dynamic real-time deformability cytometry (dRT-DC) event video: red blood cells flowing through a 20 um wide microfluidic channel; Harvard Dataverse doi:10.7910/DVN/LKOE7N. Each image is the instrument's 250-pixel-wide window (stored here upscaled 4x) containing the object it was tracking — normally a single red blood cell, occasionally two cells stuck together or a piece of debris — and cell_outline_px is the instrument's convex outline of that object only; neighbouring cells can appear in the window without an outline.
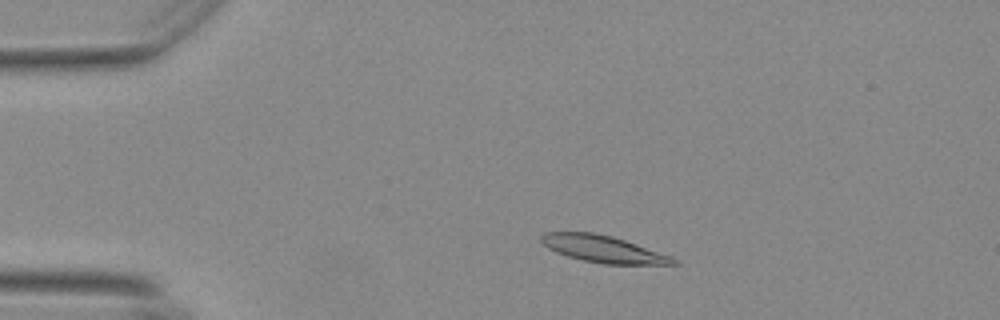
{"species": "Egyptian fruit bat (a non-hibernating species)", "species_latin": "Rousettus aegyptiacus", "temperature_condition": "warm", "stored_images_in_passage": 52, "camera_frame_rate_fps": 3000, "um_per_image_px": 0.085, "animal": {"sex": "female"}, "frame": {"image": 1, "passage_image": 8, "time_ms": 2.333, "image_size_px": [1000, 320], "cell_outline_px": [[680, 264], [604, 264], [584, 260], [568, 256], [556, 252], [548, 248], [540, 240], [540, 236], [544, 232], [592, 232], [612, 236], [672, 256]], "centroid_in_image_um": [51.25, 21.16], "position_along_channel_um": 33.7, "area_um2": 20.52}}
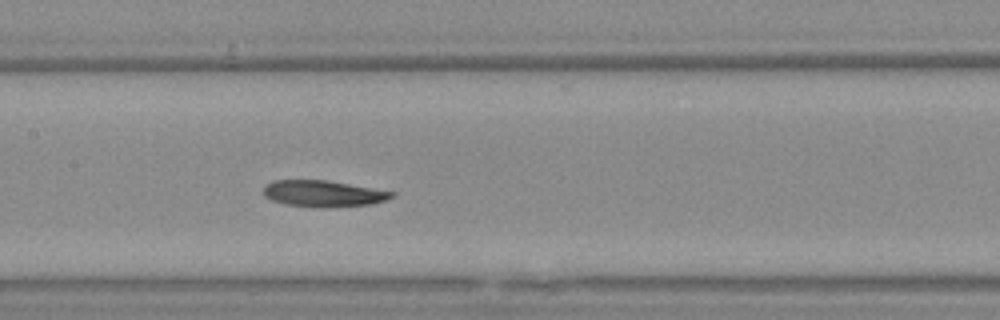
{"frame": {"image": 2, "passage_image": 24, "time_ms": 7.667, "image_size_px": [1000, 320], "cell_outline_px": [[396, 196], [372, 204], [332, 208], [324, 208], [284, 204], [272, 200], [264, 196], [264, 188], [272, 180], [324, 180], [396, 192]], "centroid_in_image_um": [27.5, 16.47], "position_along_channel_um": 179.9, "area_um2": 19.71}}
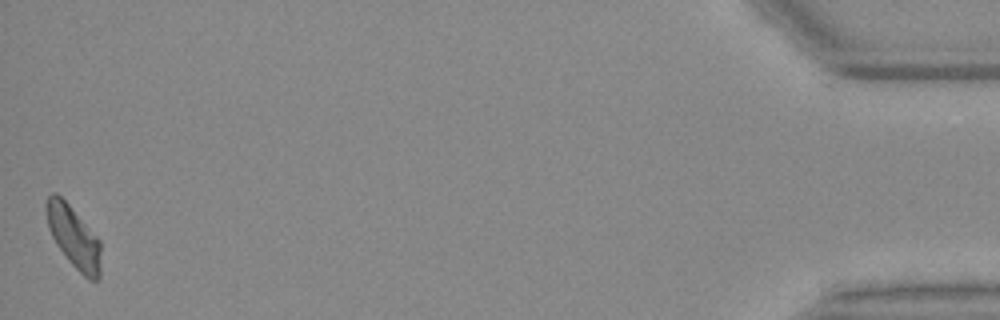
{"frame": {"image": 3, "passage_image": 52, "time_ms": 17.0, "image_size_px": [1000, 320], "cell_outline_px": [[100, 280], [88, 280], [68, 260], [56, 244], [48, 228], [44, 208], [48, 196], [52, 192], [56, 192], [68, 204], [100, 240]], "centroid_in_image_um": [6.24, 20.14], "position_along_channel_um": 429.0, "area_um2": 19.59}, "authors_computed_cell_mechanics": {"area_um2": 20.2589, "velocity_mm_per_s": 3.6645, "shape_relaxation_time_tau1_ms": null, "shape_relaxation_time_tau2_ms": 6.1899, "deformation_change_tau1": null, "deformation_change_tau2": 0.1507}}